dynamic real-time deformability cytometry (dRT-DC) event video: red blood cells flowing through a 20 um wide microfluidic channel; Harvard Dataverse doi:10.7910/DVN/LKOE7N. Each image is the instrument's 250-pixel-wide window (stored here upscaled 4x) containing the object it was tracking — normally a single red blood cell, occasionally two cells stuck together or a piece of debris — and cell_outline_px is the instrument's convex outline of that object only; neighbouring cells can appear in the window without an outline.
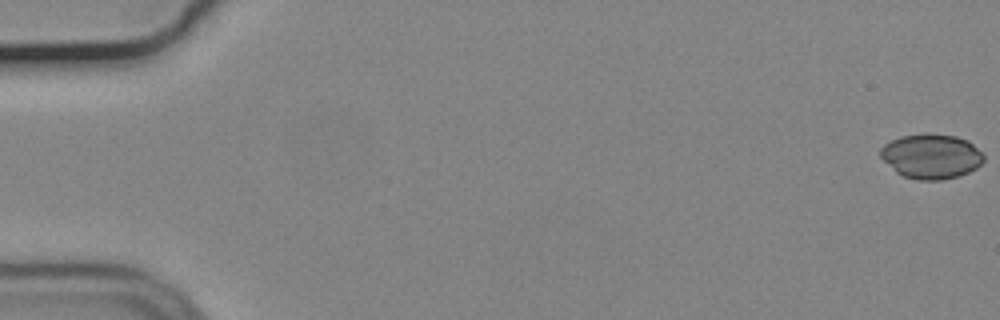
{"species": "common noctule bat (a hibernating species)", "species_latin": "Nyctalus noctula", "temperature_condition": "cold", "stored_images_in_passage": 51, "camera_frame_rate_fps": 3000, "um_per_image_px": 0.085, "animal": {"sex": "male", "body_mass_g": 19.2, "forearm_length_mm": 51.8}, "frame": {"image": 1, "passage_image": 1, "time_ms": 0.0, "image_size_px": [1000, 320], "cell_outline_px": [[984, 160], [976, 168], [960, 176], [940, 180], [916, 180], [904, 176], [896, 172], [880, 156], [880, 148], [884, 144], [900, 136], [928, 132], [956, 136], [968, 140], [984, 156]], "centroid_in_image_um": [79.14, 13.27], "position_along_channel_um": 5.9, "area_um2": 27.05}}
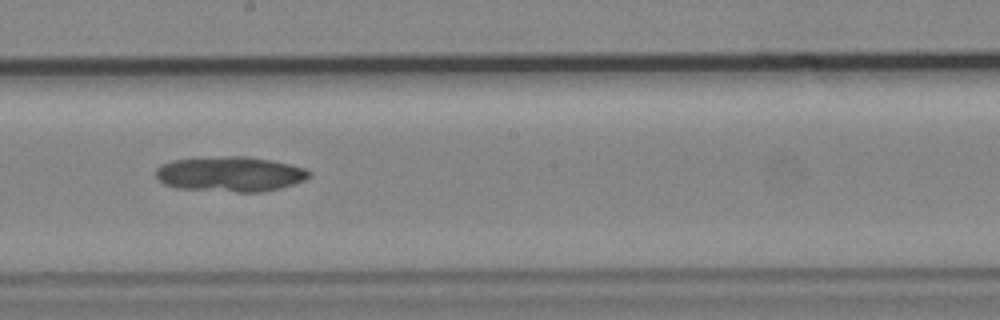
{"frame": {"image": 2, "passage_image": 32, "time_ms": 10.333, "image_size_px": [1000, 320], "cell_outline_px": [[312, 176], [304, 180], [280, 188], [264, 192], [236, 192], [176, 188], [164, 184], [156, 176], [156, 168], [160, 164], [172, 160], [228, 156], [248, 156], [272, 160], [304, 168], [312, 172]], "centroid_in_image_um": [19.57, 14.8], "position_along_channel_um": 228.6, "area_um2": 31.44}}
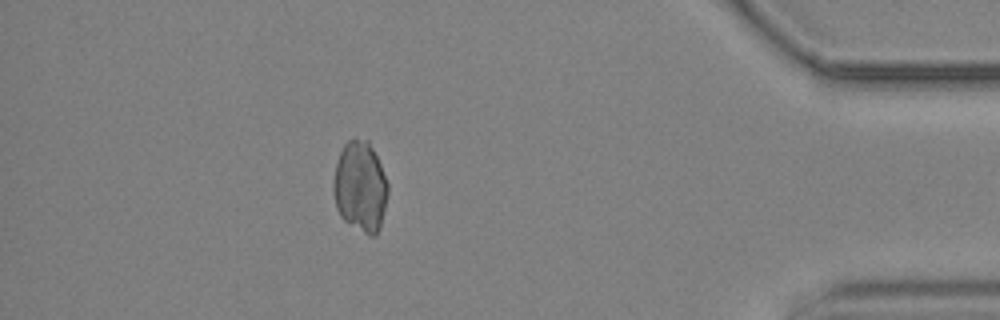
{"frame": {"image": 3, "passage_image": 50, "time_ms": 16.333, "image_size_px": [1000, 320], "cell_outline_px": [[388, 192], [380, 224], [376, 236], [368, 236], [344, 220], [340, 216], [336, 208], [332, 188], [332, 184], [336, 164], [340, 152], [344, 144], [348, 140], [368, 140], [380, 164], [388, 184]], "centroid_in_image_um": [30.6, 15.89], "position_along_channel_um": 404.6, "area_um2": 28.55}}